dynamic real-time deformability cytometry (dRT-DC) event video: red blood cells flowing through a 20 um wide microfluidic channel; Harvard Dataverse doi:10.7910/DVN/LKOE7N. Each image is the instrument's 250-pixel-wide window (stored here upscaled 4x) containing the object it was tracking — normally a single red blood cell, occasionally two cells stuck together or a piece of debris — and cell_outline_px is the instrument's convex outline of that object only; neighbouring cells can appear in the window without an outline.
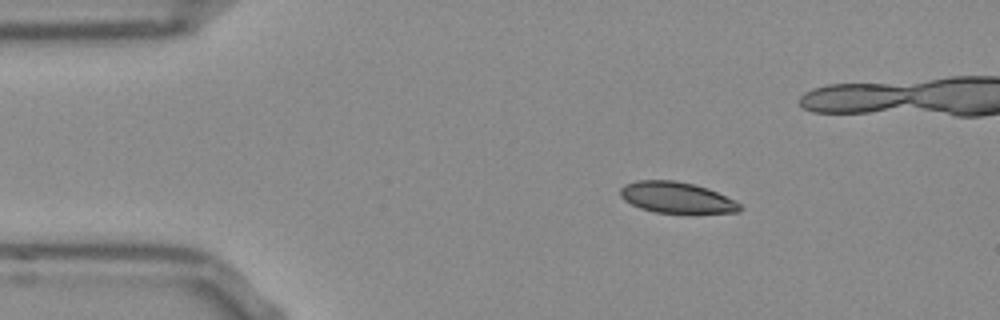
{"species": "Egyptian fruit bat (a non-hibernating species)", "species_latin": "Rousettus aegyptiacus", "temperature_condition": "room temperature", "stored_images_in_passage": 46, "camera_frame_rate_fps": 3000, "um_per_image_px": 0.085, "frame": {"image": 1, "passage_image": 1, "time_ms": 0.0, "image_size_px": [1000, 320], "cell_outline_px": [[744, 208], [740, 212], [656, 212], [640, 208], [624, 200], [620, 196], [620, 188], [624, 184], [636, 180], [676, 180], [708, 188], [736, 200]], "centroid_in_image_um": [57.51, 16.77], "position_along_channel_um": 27.5, "area_um2": 21.56}}
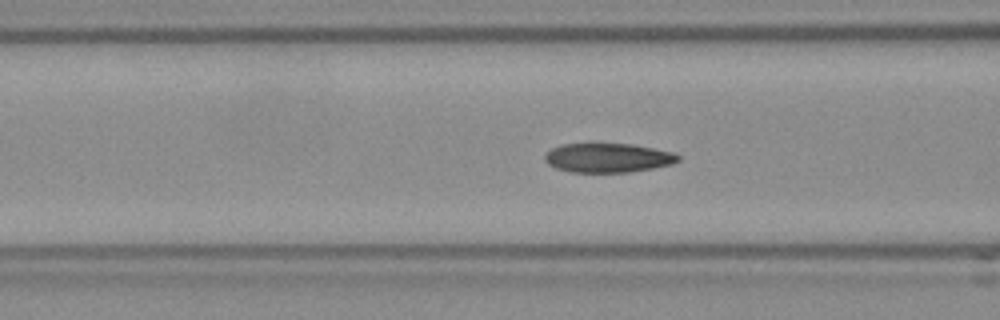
{"frame": {"image": 2, "passage_image": 12, "time_ms": 3.667, "image_size_px": [1000, 320], "cell_outline_px": [[680, 160], [672, 164], [652, 168], [628, 172], [572, 172], [556, 168], [548, 164], [544, 160], [544, 156], [552, 148], [560, 144], [592, 140], [632, 144], [672, 152], [680, 156]], "centroid_in_image_um": [51.61, 13.36], "position_along_channel_um": 115.0, "area_um2": 23.58}}
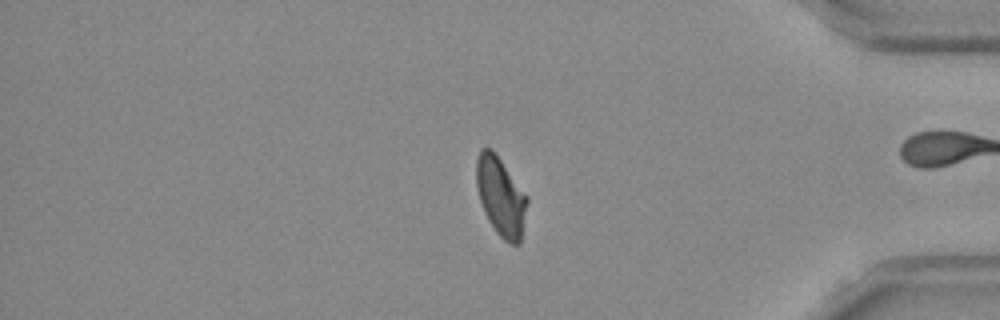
{"frame": {"image": 3, "passage_image": 36, "time_ms": 11.667, "image_size_px": [1000, 320], "cell_outline_px": [[528, 200], [520, 244], [508, 244], [496, 232], [480, 200], [476, 184], [476, 160], [480, 148], [492, 148], [528, 196]], "centroid_in_image_um": [42.58, 16.68], "position_along_channel_um": 392.6, "area_um2": 23.12}, "authors_computed_cell_mechanics": {"area_um2": 23.12, "velocity_mm_per_s": 3.8525, "shape_relaxation_time_tau1_ms": null, "shape_relaxation_time_tau2_ms": 1.7968, "deformation_change_tau1": null, "deformation_change_tau2": 0.0631}}